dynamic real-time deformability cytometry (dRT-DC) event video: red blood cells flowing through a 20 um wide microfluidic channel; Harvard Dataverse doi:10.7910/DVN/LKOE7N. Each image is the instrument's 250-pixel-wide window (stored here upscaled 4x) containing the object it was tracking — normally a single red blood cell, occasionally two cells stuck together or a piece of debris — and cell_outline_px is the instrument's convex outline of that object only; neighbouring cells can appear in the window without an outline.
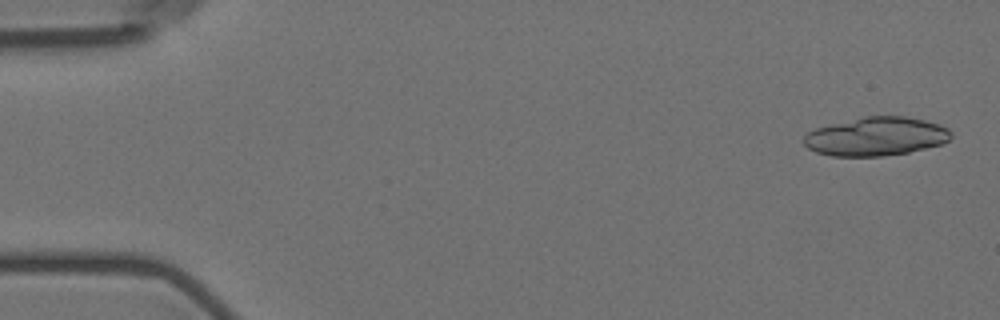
{"species": "Egyptian fruit bat (a non-hibernating species)", "species_latin": "Rousettus aegyptiacus", "temperature_condition": "room temperature", "stored_images_in_passage": 15, "segment_of_instrument_passage": [1, 2], "camera_frame_rate_fps": 3000, "um_per_image_px": 0.085, "animal": {"sex": "female"}, "frame": {"image": 1, "passage_image": 1, "time_ms": 0.0, "image_size_px": [1000, 320], "cell_outline_px": [[952, 136], [948, 140], [940, 144], [908, 152], [884, 156], [832, 156], [816, 152], [808, 148], [804, 144], [804, 136], [808, 132], [816, 128], [864, 116], [904, 116], [924, 120], [940, 124], [948, 128], [952, 132]], "centroid_in_image_um": [74.47, 11.6], "position_along_channel_um": 10.5, "area_um2": 33.0}}